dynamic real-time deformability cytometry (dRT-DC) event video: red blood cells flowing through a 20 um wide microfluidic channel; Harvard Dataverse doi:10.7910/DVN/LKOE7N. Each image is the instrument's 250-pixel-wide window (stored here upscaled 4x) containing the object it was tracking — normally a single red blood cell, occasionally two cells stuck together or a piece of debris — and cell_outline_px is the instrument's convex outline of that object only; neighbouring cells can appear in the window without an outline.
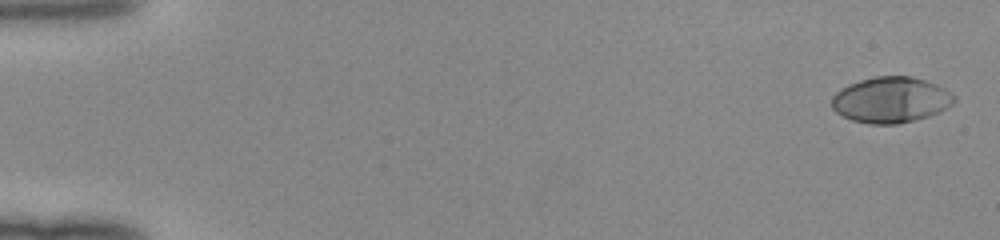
{"species": "human", "species_latin": "Homo sapiens", "temperature_condition": "room temperature", "stored_images_in_passage": 15, "camera_frame_rate_fps": 3000, "um_per_image_px": 0.085, "donor": {"sex": "female"}, "frame": {"image": 1, "passage_image": 1, "time_ms": 0.0, "image_size_px": [1000, 240], "cell_outline_px": [[956, 100], [948, 108], [940, 112], [928, 116], [896, 124], [872, 124], [852, 120], [836, 112], [832, 108], [832, 96], [840, 88], [848, 84], [872, 76], [912, 76], [936, 84], [944, 88], [956, 96]], "centroid_in_image_um": [75.73, 8.48], "position_along_channel_um": 9.3, "area_um2": 32.77}}
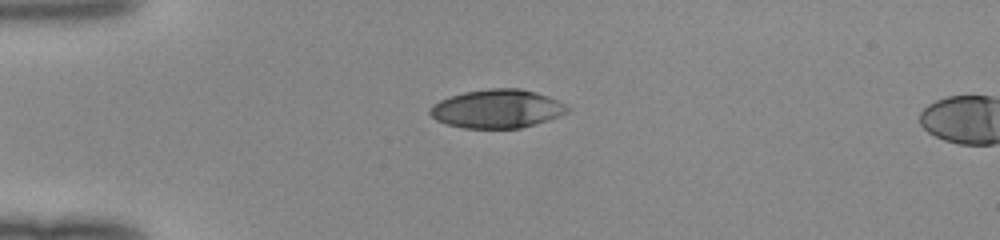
{"frame": {"image": 2, "passage_image": 13, "time_ms": 4.0, "image_size_px": [1000, 240], "cell_outline_px": [[572, 108], [548, 120], [520, 128], [464, 128], [448, 124], [436, 120], [428, 112], [432, 104], [440, 100], [464, 92], [488, 88], [520, 88], [536, 92], [548, 96]], "centroid_in_image_um": [42.22, 9.24], "position_along_channel_um": 42.8, "area_um2": 30.63}}